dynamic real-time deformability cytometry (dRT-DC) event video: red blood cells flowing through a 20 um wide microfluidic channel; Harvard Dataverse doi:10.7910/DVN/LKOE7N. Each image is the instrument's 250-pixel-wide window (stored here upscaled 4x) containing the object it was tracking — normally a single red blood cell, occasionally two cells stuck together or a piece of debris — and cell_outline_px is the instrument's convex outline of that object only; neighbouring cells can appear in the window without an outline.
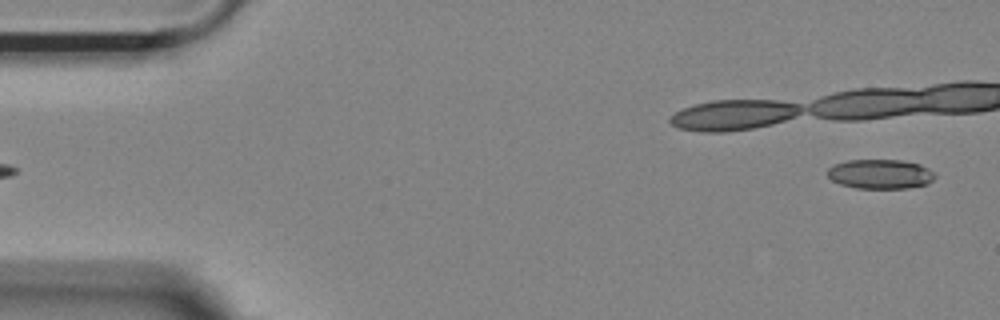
{"species": "Egyptian fruit bat (a non-hibernating species)", "species_latin": "Rousettus aegyptiacus", "temperature_condition": "room temperature", "stored_images_in_passage": 10, "camera_frame_rate_fps": 3000, "um_per_image_px": 0.085, "animal": {"sex": "female"}, "frame": {"image": 1, "passage_image": 2, "time_ms": 0.333, "image_size_px": [1000, 320], "cell_outline_px": [[936, 176], [928, 184], [908, 188], [856, 188], [840, 184], [832, 180], [828, 176], [828, 168], [832, 164], [848, 160], [900, 160], [920, 164], [928, 168]], "centroid_in_image_um": [74.81, 14.79], "position_along_channel_um": 10.2, "area_um2": 18.5}}